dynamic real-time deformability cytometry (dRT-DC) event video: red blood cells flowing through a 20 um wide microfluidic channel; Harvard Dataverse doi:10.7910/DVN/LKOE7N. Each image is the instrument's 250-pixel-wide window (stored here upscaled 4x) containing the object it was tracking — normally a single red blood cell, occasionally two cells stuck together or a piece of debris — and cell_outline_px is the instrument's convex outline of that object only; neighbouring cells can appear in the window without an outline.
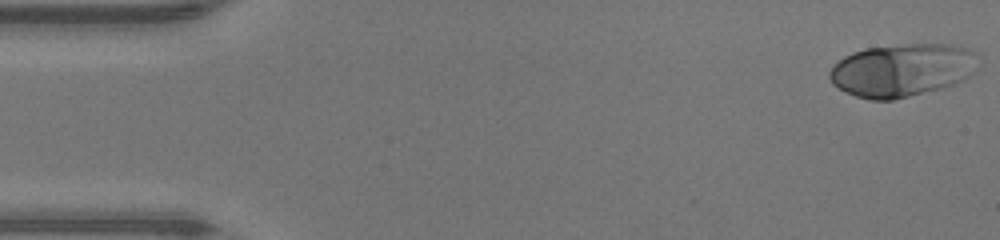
{"species": "human", "species_latin": "Homo sapiens", "temperature_condition": "warm", "stored_images_in_passage": 46, "camera_frame_rate_fps": 3000, "um_per_image_px": 0.085, "donor": {"sex": "male"}, "frame": {"image": 1, "passage_image": 1, "time_ms": 0.0, "image_size_px": [1000, 240], "cell_outline_px": [[972, 72], [964, 80], [940, 88], [892, 100], [872, 100], [856, 96], [832, 84], [828, 76], [828, 72], [844, 56], [852, 52], [868, 48], [908, 44], [948, 44], [964, 48], [968, 52]], "centroid_in_image_um": [76.53, 5.97], "position_along_channel_um": 8.5, "area_um2": 44.39}}
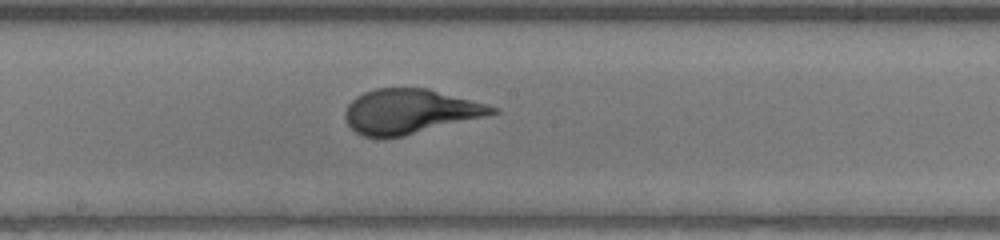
{"frame": {"image": 2, "passage_image": 24, "time_ms": 7.667, "image_size_px": [1000, 240], "cell_outline_px": [[500, 112], [404, 136], [364, 136], [356, 132], [348, 124], [344, 116], [344, 112], [348, 104], [356, 96], [364, 92], [376, 88], [428, 88], [488, 104], [500, 108]], "centroid_in_image_um": [34.85, 9.45], "position_along_channel_um": 213.4, "area_um2": 37.92}}
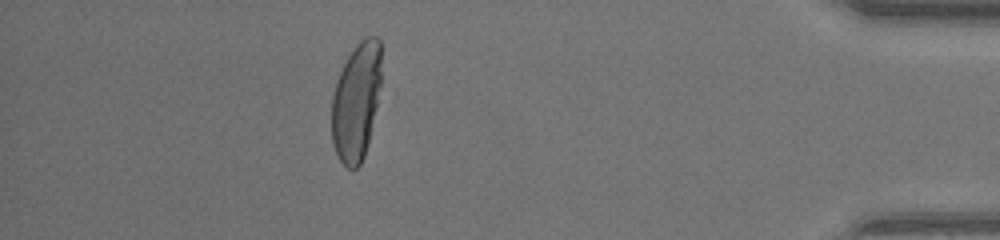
{"frame": {"image": 3, "passage_image": 41, "time_ms": 13.333, "image_size_px": [1000, 240], "cell_outline_px": [[380, 88], [376, 108], [364, 156], [360, 164], [356, 168], [348, 168], [340, 160], [332, 144], [332, 96], [336, 80], [348, 56], [356, 44], [360, 40], [368, 36], [376, 36], [380, 40]], "centroid_in_image_um": [30.27, 8.61], "position_along_channel_um": 404.9, "area_um2": 33.76}, "authors_computed_cell_mechanics": {"area_um2": 38.2058, "velocity_mm_per_s": 4.3389, "shape_relaxation_time_tau1_ms": 4.2476, "shape_relaxation_time_tau2_ms": null, "deformation_change_tau1": 0.2445, "deformation_change_tau2": null}}